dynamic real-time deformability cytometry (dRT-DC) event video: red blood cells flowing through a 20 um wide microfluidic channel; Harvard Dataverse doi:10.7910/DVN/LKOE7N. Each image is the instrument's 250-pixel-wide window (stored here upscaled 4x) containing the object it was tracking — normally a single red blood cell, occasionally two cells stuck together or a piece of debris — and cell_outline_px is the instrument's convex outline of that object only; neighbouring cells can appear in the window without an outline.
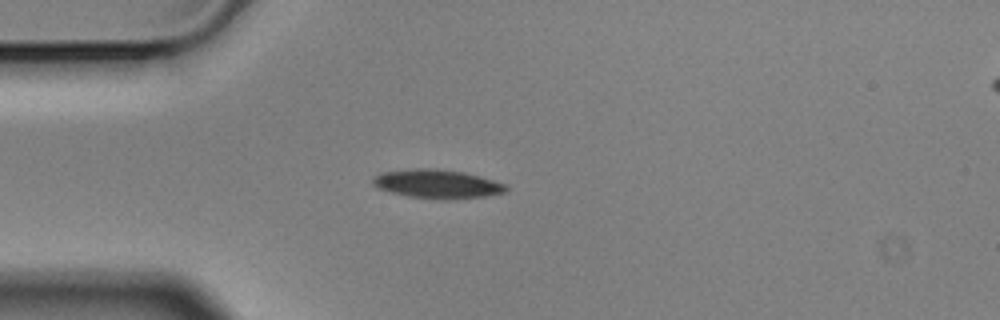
{"species": "Egyptian fruit bat (a non-hibernating species)", "species_latin": "Rousettus aegyptiacus", "temperature_condition": "cold", "stored_images_in_passage": 4, "camera_frame_rate_fps": 3000, "um_per_image_px": 0.085, "animal": {"sex": "male"}, "frame": {"image": 1, "passage_image": 4, "time_ms": 1.0, "image_size_px": [1000, 320], "cell_outline_px": [[508, 192], [484, 196], [448, 200], [444, 200], [408, 196], [392, 192], [380, 188], [372, 184], [372, 176], [380, 172], [412, 168], [436, 168], [464, 172], [480, 176], [508, 184]], "centroid_in_image_um": [37.19, 15.62], "position_along_channel_um": 47.8, "area_um2": 22.66}}